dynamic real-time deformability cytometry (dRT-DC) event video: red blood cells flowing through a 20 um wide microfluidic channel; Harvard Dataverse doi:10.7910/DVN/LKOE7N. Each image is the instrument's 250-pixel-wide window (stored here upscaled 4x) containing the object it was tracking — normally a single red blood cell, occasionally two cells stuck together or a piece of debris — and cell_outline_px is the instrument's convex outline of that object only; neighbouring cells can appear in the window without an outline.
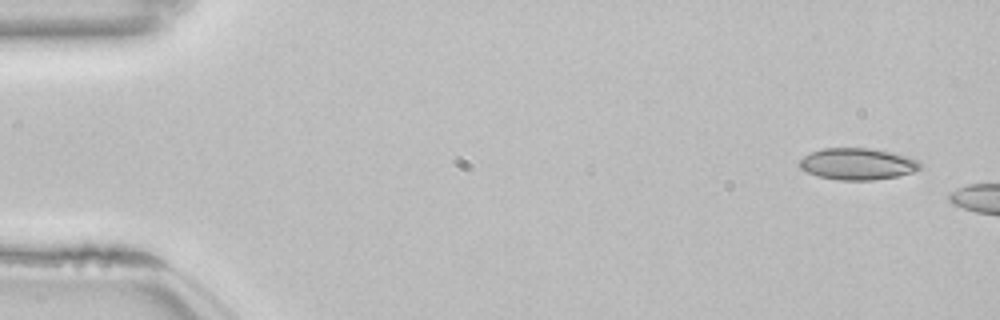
{"species": "common noctule bat (a hibernating species)", "species_latin": "Nyctalus noctula", "temperature_condition": "room temperature", "stored_images_in_passage": 5, "camera_frame_rate_fps": 3000, "um_per_image_px": 0.085, "animal": {"sex": "female", "body_mass_g": 22.7, "forearm_length_mm": 54.2}, "frame": {"image": 1, "passage_image": 1, "time_ms": 0.0, "image_size_px": [1000, 320], "cell_outline_px": [[924, 168], [912, 172], [896, 176], [872, 180], [840, 180], [820, 176], [808, 172], [800, 168], [796, 164], [804, 156], [820, 148], [872, 148], [904, 156], [916, 160], [924, 164]], "centroid_in_image_um": [72.88, 13.93], "position_along_channel_um": 12.1, "area_um2": 22.14}}